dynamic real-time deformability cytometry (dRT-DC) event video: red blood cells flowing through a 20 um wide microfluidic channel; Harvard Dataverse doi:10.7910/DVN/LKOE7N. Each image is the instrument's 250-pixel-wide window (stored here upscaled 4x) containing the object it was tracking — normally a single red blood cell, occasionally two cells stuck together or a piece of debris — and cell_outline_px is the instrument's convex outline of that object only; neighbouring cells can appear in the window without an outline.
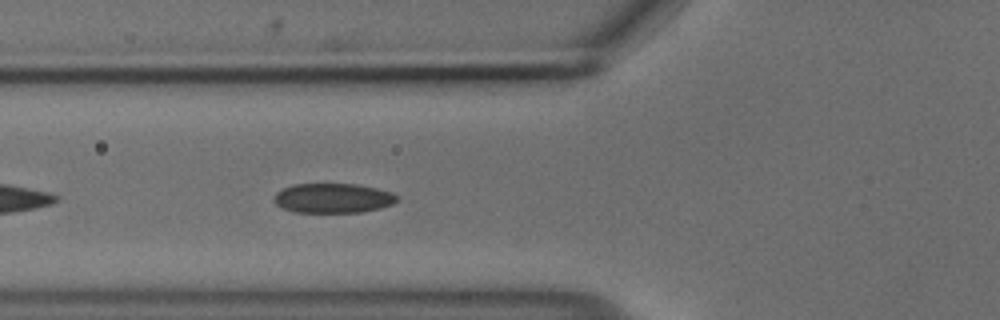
{"species": "common noctule bat (a hibernating species)", "species_latin": "Nyctalus noctula", "temperature_condition": "cold", "stored_images_in_passage": 39, "camera_frame_rate_fps": 3000, "um_per_image_px": 0.085, "animal": {"sex": "male", "body_mass_g": 18.8}, "frame": {"image": 1, "passage_image": 5, "time_ms": 1.333, "image_size_px": [1000, 320], "cell_outline_px": [[400, 200], [392, 204], [380, 208], [360, 212], [296, 212], [284, 208], [276, 204], [272, 200], [276, 192], [292, 184], [356, 184], [376, 188], [392, 192], [400, 196]], "centroid_in_image_um": [28.33, 16.84], "position_along_channel_um": 97.5, "area_um2": 21.33}}
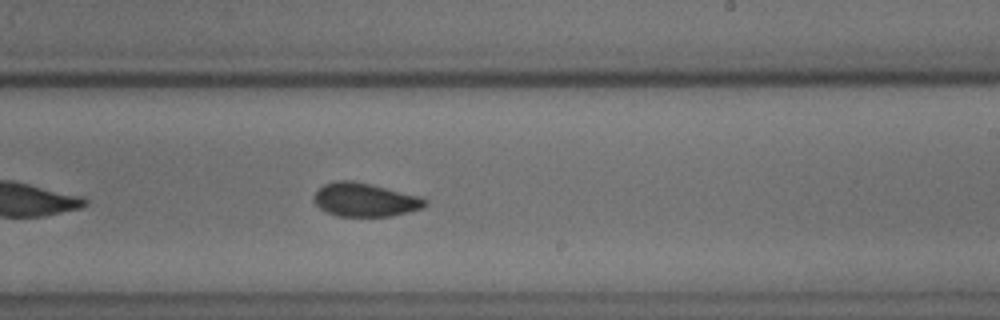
{"frame": {"image": 2, "passage_image": 18, "time_ms": 5.667, "image_size_px": [1000, 320], "cell_outline_px": [[428, 204], [424, 208], [392, 216], [336, 216], [320, 208], [316, 204], [316, 192], [324, 184], [336, 180], [352, 180], [372, 184], [424, 196], [428, 200]], "centroid_in_image_um": [31.12, 16.97], "position_along_channel_um": 257.9, "area_um2": 21.96}}
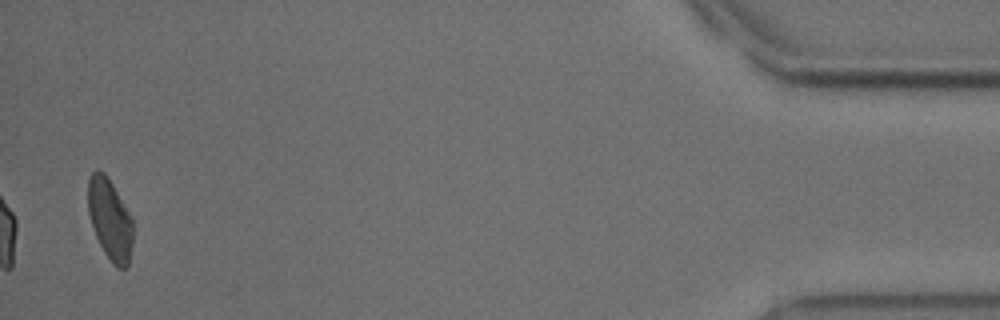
{"frame": {"image": 3, "passage_image": 38, "time_ms": 12.333, "image_size_px": [1000, 320], "cell_outline_px": [[132, 244], [128, 264], [124, 268], [116, 268], [112, 264], [104, 252], [92, 228], [88, 212], [88, 176], [96, 168], [104, 172], [108, 176], [128, 212], [132, 220]], "centroid_in_image_um": [9.31, 18.62], "position_along_channel_um": 425.9, "area_um2": 21.21}, "authors_computed_cell_mechanics": {"area_um2": 21.5016, "velocity_mm_per_s": 3.6957, "shape_relaxation_time_tau1_ms": 2.8291, "shape_relaxation_time_tau2_ms": 2.0948, "deformation_change_tau1": 0.0949, "deformation_change_tau2": 0.0701}}